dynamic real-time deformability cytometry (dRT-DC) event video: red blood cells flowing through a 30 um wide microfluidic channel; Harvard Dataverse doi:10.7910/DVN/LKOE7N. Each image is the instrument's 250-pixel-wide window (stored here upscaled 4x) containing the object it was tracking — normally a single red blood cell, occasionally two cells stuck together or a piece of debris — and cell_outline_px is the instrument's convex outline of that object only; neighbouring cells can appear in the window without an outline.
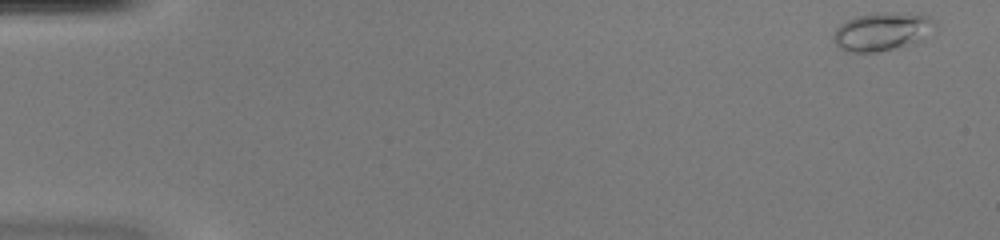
{"species": "common noctule bat (a hibernating species)", "species_latin": "Nyctalus noctula", "temperature_condition": "warm", "stored_images_in_passage": 16, "camera_frame_rate_fps": 3000, "um_per_image_px": 0.085, "animal": {"sex": "female", "body_mass_g": 20.0, "forearm_length_mm": 54.0}, "frame": {"image": 1, "passage_image": 1, "time_ms": 0.0, "image_size_px": [1000, 240], "cell_outline_px": [[936, 24], [924, 40], [876, 52], [848, 52], [840, 48], [836, 44], [832, 36], [836, 28], [840, 24], [856, 16], [880, 12], [908, 12], [928, 16]], "centroid_in_image_um": [74.97, 2.66], "position_along_channel_um": 10.0, "area_um2": 22.6}}